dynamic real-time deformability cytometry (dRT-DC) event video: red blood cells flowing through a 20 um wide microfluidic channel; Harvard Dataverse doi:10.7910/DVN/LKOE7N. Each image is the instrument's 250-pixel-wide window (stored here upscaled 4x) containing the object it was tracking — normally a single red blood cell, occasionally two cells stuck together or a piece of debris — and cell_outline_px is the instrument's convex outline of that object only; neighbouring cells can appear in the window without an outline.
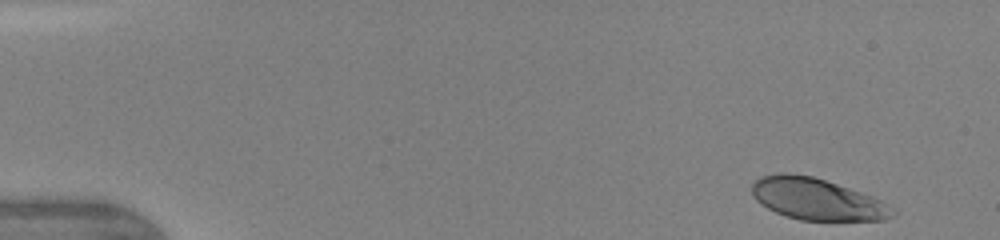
{"species": "human", "species_latin": "Homo sapiens", "temperature_condition": "warm", "stored_images_in_passage": 16, "camera_frame_rate_fps": 3000, "um_per_image_px": 0.085, "donor": {"sex": "female"}, "frame": {"image": 1, "passage_image": 1, "time_ms": 0.0, "image_size_px": [1000, 240], "cell_outline_px": [[896, 216], [884, 220], [800, 220], [776, 212], [760, 204], [752, 196], [752, 184], [760, 176], [780, 172], [788, 172], [812, 176], [872, 196], [880, 200], [896, 212]], "centroid_in_image_um": [69.4, 16.92], "position_along_channel_um": 15.6, "area_um2": 33.93}}
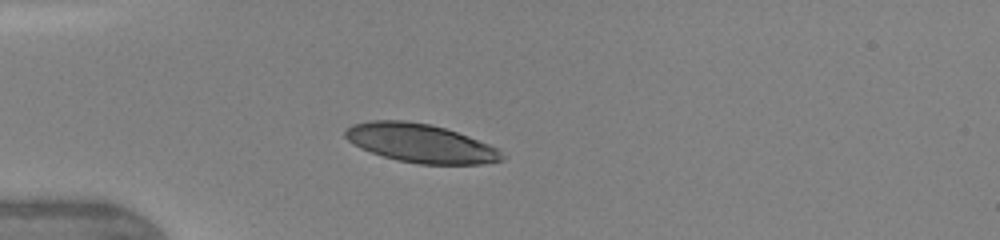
{"frame": {"image": 2, "passage_image": 6, "time_ms": 3.333, "image_size_px": [1000, 240], "cell_outline_px": [[508, 156], [504, 160], [484, 164], [420, 164], [396, 160], [360, 148], [352, 144], [344, 136], [344, 132], [352, 124], [372, 120], [404, 120], [428, 124], [444, 128], [468, 136], [488, 144], [496, 148]], "centroid_in_image_um": [35.75, 12.18], "position_along_channel_um": 49.2, "area_um2": 35.26}}